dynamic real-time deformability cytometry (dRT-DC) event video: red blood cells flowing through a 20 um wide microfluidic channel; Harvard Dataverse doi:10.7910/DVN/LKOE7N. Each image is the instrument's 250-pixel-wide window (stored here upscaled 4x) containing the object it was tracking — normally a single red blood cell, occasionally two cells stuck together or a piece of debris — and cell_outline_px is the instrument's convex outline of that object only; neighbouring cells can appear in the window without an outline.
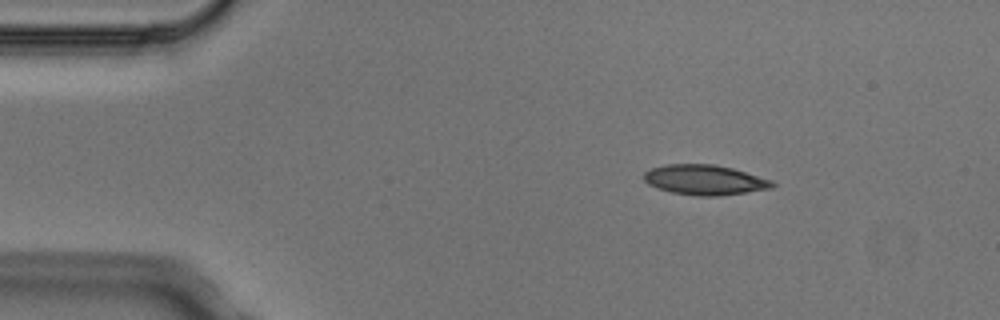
{"species": "Egyptian fruit bat (a non-hibernating species)", "species_latin": "Rousettus aegyptiacus", "temperature_condition": "cold", "stored_images_in_passage": 3, "camera_frame_rate_fps": 3000, "um_per_image_px": 0.085, "animal": {"sex": "male"}, "frame": {"image": 1, "passage_image": 1, "time_ms": 0.0, "image_size_px": [1000, 320], "cell_outline_px": [[776, 184], [772, 188], [720, 196], [696, 196], [672, 192], [656, 188], [648, 184], [644, 180], [644, 172], [652, 168], [664, 164], [712, 164], [732, 168], [772, 180]], "centroid_in_image_um": [59.89, 15.29], "position_along_channel_um": 25.1, "area_um2": 22.48}}